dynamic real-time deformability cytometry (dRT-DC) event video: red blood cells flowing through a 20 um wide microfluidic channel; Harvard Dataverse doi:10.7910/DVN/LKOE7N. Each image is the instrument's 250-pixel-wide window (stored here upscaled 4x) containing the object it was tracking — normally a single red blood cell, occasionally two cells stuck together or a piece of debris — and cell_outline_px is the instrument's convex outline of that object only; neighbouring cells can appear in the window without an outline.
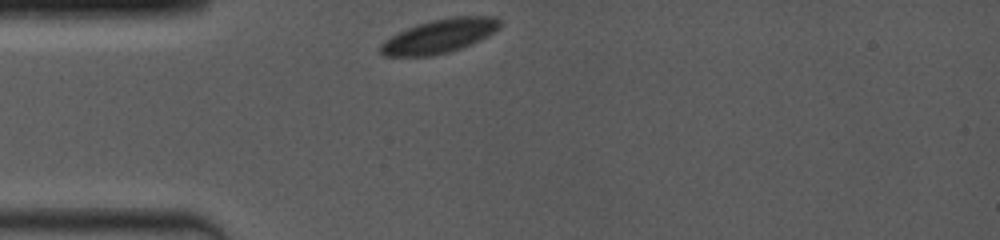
{"species": "common noctule bat (a hibernating species)", "species_latin": "Nyctalus noctula", "temperature_condition": "room temperature", "stored_images_in_passage": 41, "camera_frame_rate_fps": 4000, "um_per_image_px": 0.085, "animal": {"sex": "female", "body_mass_g": 19.0, "forearm_length_mm": 53.3}, "frame": {"image": 1, "passage_image": 1, "time_ms": 0.0, "image_size_px": [1000, 240], "cell_outline_px": [[500, 28], [488, 36], [480, 40], [460, 48], [448, 52], [432, 56], [384, 56], [380, 52], [380, 44], [384, 40], [416, 24], [432, 20], [452, 16], [496, 16], [500, 20]], "centroid_in_image_um": [37.37, 3.06], "position_along_channel_um": 47.6, "area_um2": 23.52}}
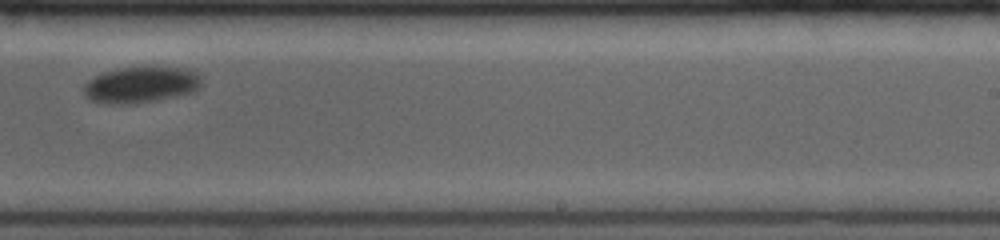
{"frame": {"image": 2, "passage_image": 26, "time_ms": 6.75, "image_size_px": [1000, 240], "cell_outline_px": [[200, 84], [192, 92], [176, 96], [136, 104], [108, 104], [88, 100], [84, 96], [84, 84], [88, 80], [104, 72], [120, 68], [156, 64], [196, 72], [200, 80]], "centroid_in_image_um": [11.92, 7.19], "position_along_channel_um": 277.1, "area_um2": 25.2}}
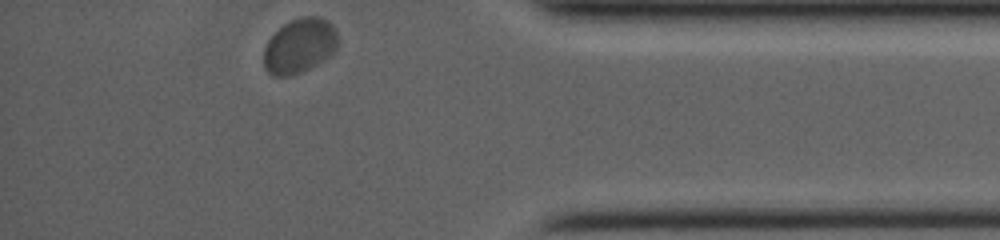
{"frame": {"image": 3, "passage_image": 41, "time_ms": 10.75, "image_size_px": [1000, 240], "cell_outline_px": [[340, 40], [332, 56], [292, 76], [272, 76], [264, 68], [264, 48], [268, 40], [288, 20], [300, 16], [320, 16], [328, 20], [336, 28]], "centroid_in_image_um": [25.5, 3.87], "position_along_channel_um": 409.7, "area_um2": 24.1}, "authors_computed_cell_mechanics": {"area_um2": 24.854, "velocity_mm_per_s": 3.6256, "shape_relaxation_time_tau1_ms": 1.6418, "shape_relaxation_time_tau2_ms": null, "deformation_change_tau1": 0.0446, "deformation_change_tau2": null}}